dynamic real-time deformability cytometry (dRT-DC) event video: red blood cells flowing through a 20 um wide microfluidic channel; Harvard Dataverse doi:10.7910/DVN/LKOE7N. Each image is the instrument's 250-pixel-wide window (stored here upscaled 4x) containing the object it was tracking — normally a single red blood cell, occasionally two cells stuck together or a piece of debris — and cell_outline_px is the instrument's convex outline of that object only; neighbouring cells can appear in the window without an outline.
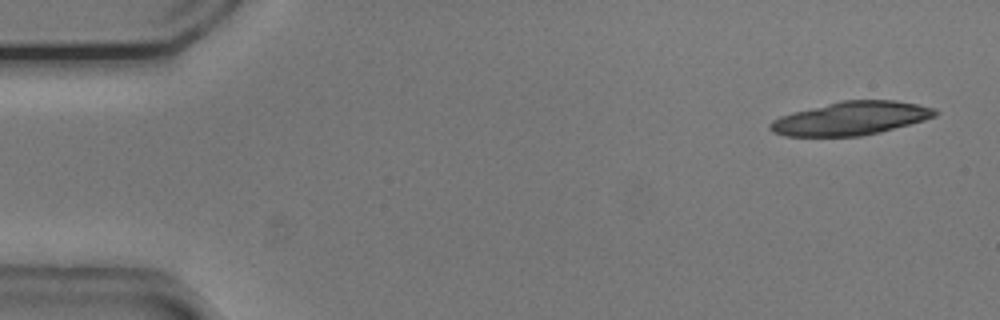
{"species": "common noctule bat (a hibernating species)", "species_latin": "Nyctalus noctula", "temperature_condition": "cold", "stored_images_in_passage": 20, "camera_frame_rate_fps": 3000, "um_per_image_px": 0.085, "animal": {"sex": "male", "body_mass_g": 20.5, "forearm_length_mm": 52.5}, "frame": {"image": 1, "passage_image": 1, "time_ms": 0.0, "image_size_px": [1000, 320], "cell_outline_px": [[940, 112], [936, 116], [924, 120], [880, 132], [860, 136], [784, 136], [772, 132], [768, 128], [768, 124], [772, 120], [780, 116], [792, 112], [844, 100], [896, 100], [936, 108]], "centroid_in_image_um": [72.32, 10.06], "position_along_channel_um": 12.7, "area_um2": 32.14}}